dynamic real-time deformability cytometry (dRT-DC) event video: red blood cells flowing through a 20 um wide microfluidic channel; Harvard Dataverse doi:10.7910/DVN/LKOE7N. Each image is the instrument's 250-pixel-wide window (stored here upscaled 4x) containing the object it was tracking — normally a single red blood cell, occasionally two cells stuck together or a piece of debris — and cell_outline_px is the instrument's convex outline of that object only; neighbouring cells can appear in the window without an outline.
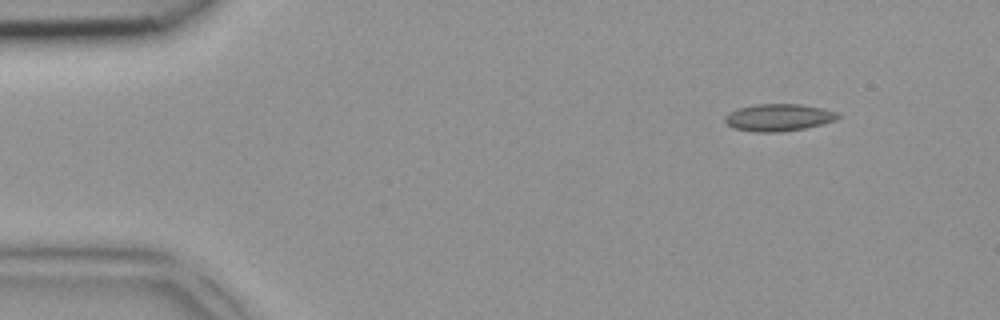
{"species": "common noctule bat (a hibernating species)", "species_latin": "Nyctalus noctula", "temperature_condition": "room temperature", "stored_images_in_passage": 3, "camera_frame_rate_fps": 3000, "um_per_image_px": 0.085, "animal": {"sex": "female", "body_mass_g": 18.4}, "frame": {"image": 1, "passage_image": 1, "time_ms": 0.0, "image_size_px": [1000, 320], "cell_outline_px": [[840, 116], [836, 120], [804, 128], [780, 132], [756, 132], [732, 128], [724, 120], [724, 116], [736, 108], [756, 104], [800, 104], [820, 108], [836, 112]], "centroid_in_image_um": [66.12, 9.98], "position_along_channel_um": 18.9, "area_um2": 17.8}}